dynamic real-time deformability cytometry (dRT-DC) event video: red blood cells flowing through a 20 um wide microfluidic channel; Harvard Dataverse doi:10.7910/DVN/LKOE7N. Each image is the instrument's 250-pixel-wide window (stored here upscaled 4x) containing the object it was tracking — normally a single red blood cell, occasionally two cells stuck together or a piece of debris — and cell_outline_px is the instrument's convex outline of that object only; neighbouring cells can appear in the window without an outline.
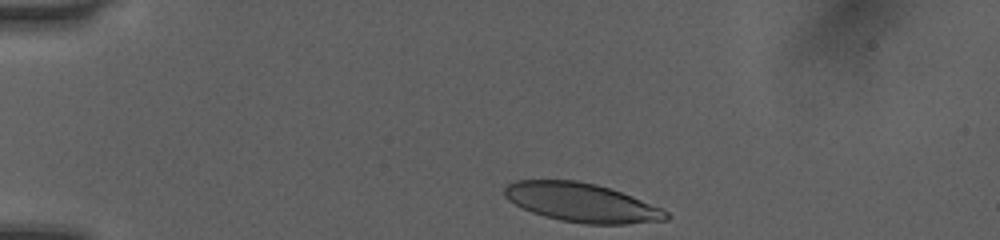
{"species": "human", "species_latin": "Homo sapiens", "temperature_condition": "room temperature", "stored_images_in_passage": 35, "camera_frame_rate_fps": 3000, "um_per_image_px": 0.085, "donor": {"sex": "female"}, "frame": {"image": 1, "passage_image": 1, "time_ms": 0.0, "image_size_px": [1000, 240], "cell_outline_px": [[672, 216], [668, 220], [624, 224], [584, 224], [560, 220], [544, 216], [532, 212], [508, 200], [504, 196], [504, 188], [508, 184], [516, 180], [576, 180], [596, 184], [620, 192], [660, 208], [668, 212]], "centroid_in_image_um": [49.42, 17.22], "position_along_channel_um": 35.6, "area_um2": 36.36}}
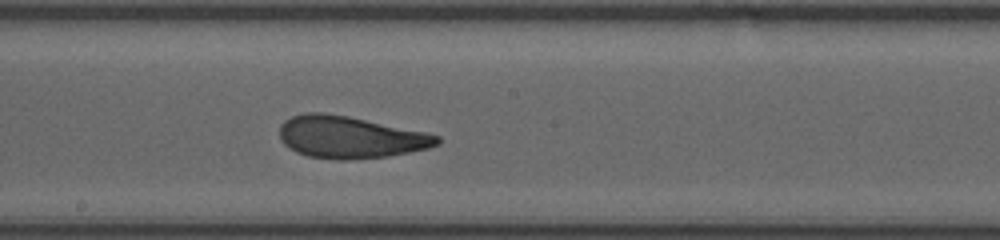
{"frame": {"image": 2, "passage_image": 19, "time_ms": 6.0, "image_size_px": [1000, 240], "cell_outline_px": [[440, 144], [428, 148], [388, 156], [344, 160], [336, 160], [308, 156], [296, 152], [288, 148], [280, 140], [280, 124], [284, 120], [292, 116], [304, 112], [324, 112], [348, 116], [428, 132], [440, 136]], "centroid_in_image_um": [29.75, 11.65], "position_along_channel_um": 218.5, "area_um2": 38.9}}
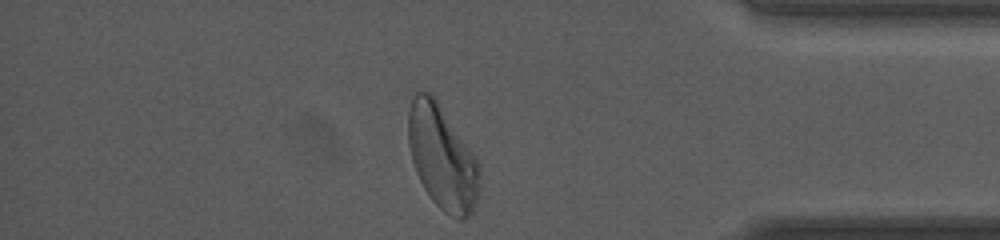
{"frame": {"image": 3, "passage_image": 34, "time_ms": 11.0, "image_size_px": [1000, 240], "cell_outline_px": [[480, 188], [472, 212], [464, 220], [456, 220], [444, 212], [432, 200], [424, 188], [416, 172], [412, 160], [408, 144], [408, 112], [412, 100], [416, 92], [428, 92], [436, 100], [472, 152], [480, 168]], "centroid_in_image_um": [37.59, 13.44], "position_along_channel_um": 397.6, "area_um2": 42.77}, "authors_computed_cell_mechanics": {"area_um2": 38.5526, "velocity_mm_per_s": 4.0471, "shape_relaxation_time_tau1_ms": 4.9797, "shape_relaxation_time_tau2_ms": 1.5421, "deformation_change_tau1": 0.195, "deformation_change_tau2": 0.0996}}